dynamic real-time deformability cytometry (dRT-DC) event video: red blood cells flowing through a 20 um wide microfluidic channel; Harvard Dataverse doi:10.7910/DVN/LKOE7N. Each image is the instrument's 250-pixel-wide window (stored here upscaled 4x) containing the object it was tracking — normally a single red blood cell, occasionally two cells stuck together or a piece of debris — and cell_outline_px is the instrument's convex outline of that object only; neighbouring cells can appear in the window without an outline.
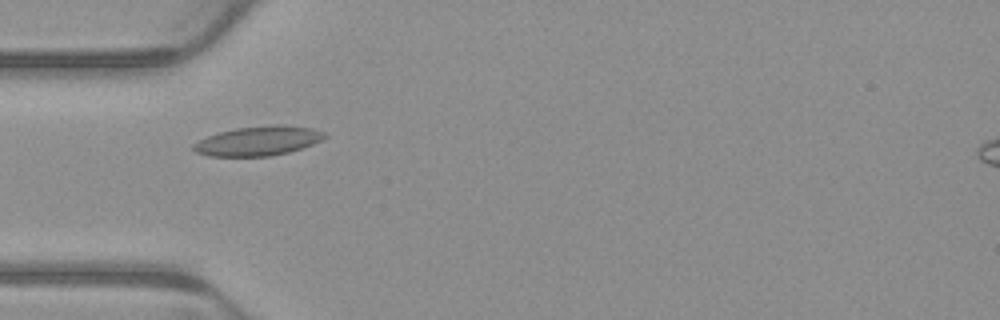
{"species": "common noctule bat (a hibernating species)", "species_latin": "Nyctalus noctula", "temperature_condition": "warm", "stored_images_in_passage": 7, "camera_frame_rate_fps": 3000, "um_per_image_px": 0.085, "animal": {"sex": "male", "body_mass_g": 23.1, "forearm_length_mm": 52.7}, "frame": {"image": 1, "passage_image": 2, "time_ms": 0.333, "image_size_px": [1000, 320], "cell_outline_px": [[328, 136], [324, 140], [288, 152], [268, 156], [208, 156], [196, 152], [192, 148], [192, 144], [208, 136], [220, 132], [236, 128], [276, 124], [284, 124], [312, 128], [324, 132]], "centroid_in_image_um": [21.97, 11.97], "position_along_channel_um": 63.0, "area_um2": 22.48}}
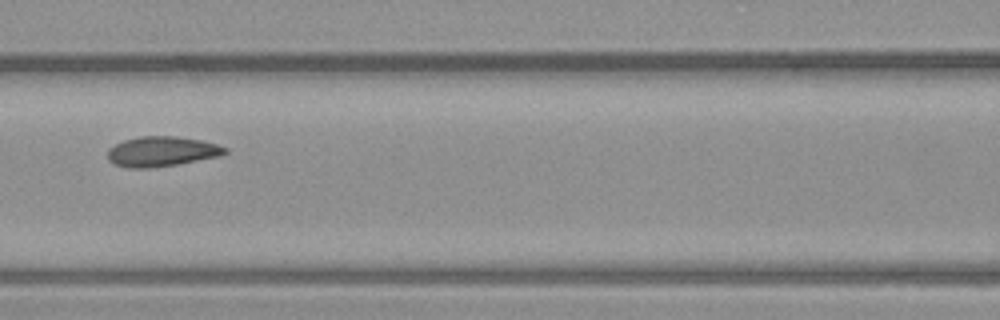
{"frame": {"image": 2, "passage_image": 4, "time_ms": 1.0, "image_size_px": [1000, 320], "cell_outline_px": [[228, 152], [220, 156], [176, 164], [152, 168], [128, 168], [112, 164], [108, 160], [108, 148], [124, 140], [140, 136], [176, 136], [200, 140], [216, 144], [228, 148]], "centroid_in_image_um": [13.72, 12.88], "position_along_channel_um": 152.9, "area_um2": 20.58}}
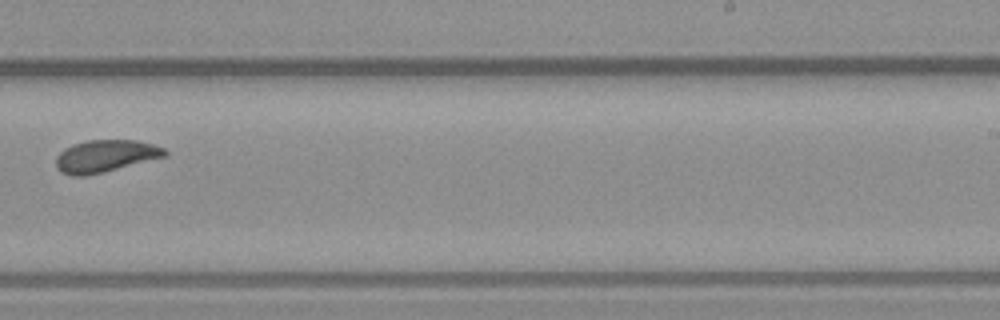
{"frame": {"image": 3, "passage_image": 7, "time_ms": 2.0, "image_size_px": [1000, 320], "cell_outline_px": [[168, 156], [104, 172], [84, 176], [72, 176], [60, 172], [56, 168], [56, 156], [64, 148], [72, 144], [88, 140], [136, 140], [152, 144], [164, 148], [168, 152]], "centroid_in_image_um": [8.95, 13.27], "position_along_channel_um": 280.1, "area_um2": 20.63}}